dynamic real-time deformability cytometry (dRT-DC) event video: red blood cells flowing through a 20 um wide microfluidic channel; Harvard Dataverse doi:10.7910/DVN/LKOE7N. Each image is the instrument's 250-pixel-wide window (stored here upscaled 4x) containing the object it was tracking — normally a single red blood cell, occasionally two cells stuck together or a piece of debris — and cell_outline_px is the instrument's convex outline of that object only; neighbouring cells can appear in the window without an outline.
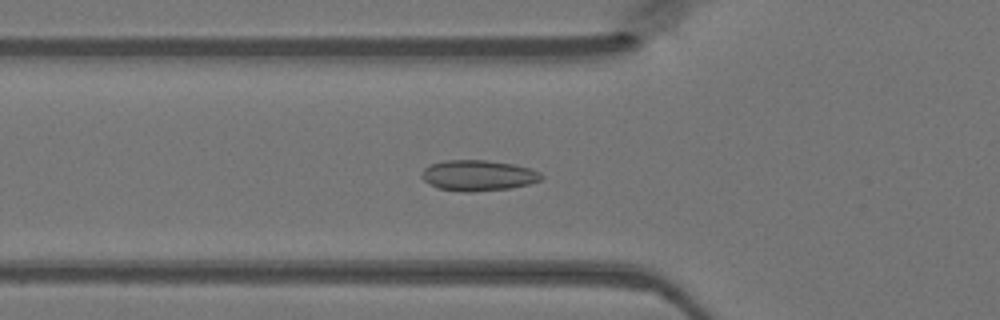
{"species": "Egyptian fruit bat (a non-hibernating species)", "species_latin": "Rousettus aegyptiacus", "temperature_condition": "warm", "stored_images_in_passage": 48, "camera_frame_rate_fps": 3000, "um_per_image_px": 0.085, "animal": {"sex": "female"}, "frame": {"image": 1, "passage_image": 17, "time_ms": 5.333, "image_size_px": [1000, 320], "cell_outline_px": [[544, 176], [540, 180], [528, 184], [512, 188], [472, 192], [464, 192], [440, 188], [424, 180], [420, 176], [424, 168], [428, 164], [444, 160], [484, 160], [512, 164], [532, 168], [540, 172]], "centroid_in_image_um": [40.65, 14.9], "position_along_channel_um": 85.1, "area_um2": 21.44}}
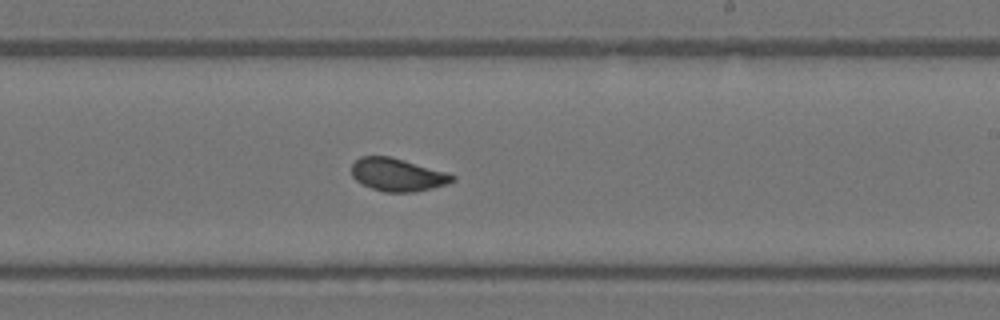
{"frame": {"image": 2, "passage_image": 29, "time_ms": 9.333, "image_size_px": [1000, 320], "cell_outline_px": [[456, 180], [444, 184], [412, 192], [384, 192], [360, 184], [352, 176], [352, 164], [360, 156], [392, 156], [448, 172], [456, 176]], "centroid_in_image_um": [33.77, 14.83], "position_along_channel_um": 255.2, "area_um2": 19.36}}
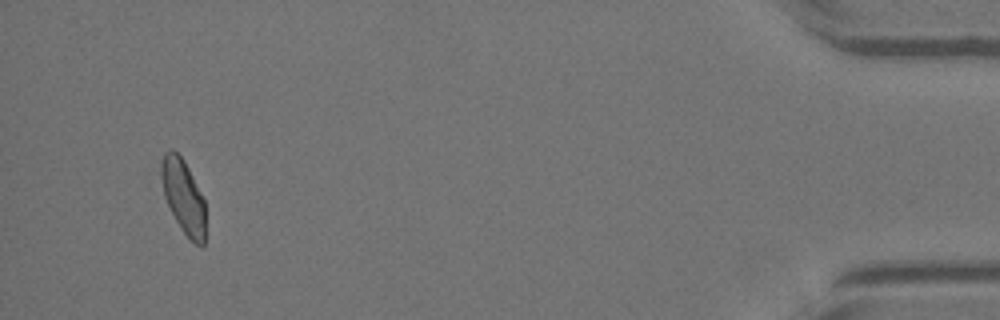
{"frame": {"image": 3, "passage_image": 46, "time_ms": 15.0, "image_size_px": [1000, 320], "cell_outline_px": [[204, 244], [196, 244], [184, 232], [176, 220], [164, 196], [160, 176], [160, 164], [164, 152], [168, 148], [172, 148], [184, 160], [204, 200]], "centroid_in_image_um": [15.54, 16.62], "position_along_channel_um": 419.7, "area_um2": 18.67}}